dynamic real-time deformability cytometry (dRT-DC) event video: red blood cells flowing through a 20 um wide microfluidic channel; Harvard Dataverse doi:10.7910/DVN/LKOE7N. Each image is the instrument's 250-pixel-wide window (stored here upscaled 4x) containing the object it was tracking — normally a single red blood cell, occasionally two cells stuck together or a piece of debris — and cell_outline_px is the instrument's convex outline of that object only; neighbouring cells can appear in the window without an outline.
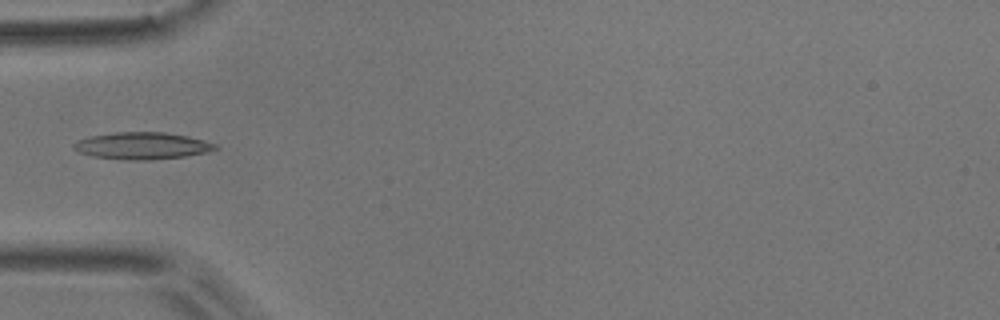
{"species": "common noctule bat (a hibernating species)", "species_latin": "Nyctalus noctula", "temperature_condition": "room temperature", "stored_images_in_passage": 4, "camera_frame_rate_fps": 3000, "um_per_image_px": 0.085, "animal": {"sex": "male", "body_mass_g": 17.9}, "frame": {"image": 1, "passage_image": 4, "time_ms": 1.0, "image_size_px": [1000, 320], "cell_outline_px": [[220, 148], [204, 152], [184, 156], [148, 160], [128, 160], [92, 156], [80, 152], [72, 148], [72, 144], [76, 140], [88, 136], [116, 132], [164, 132], [188, 136], [216, 144]], "centroid_in_image_um": [12.03, 12.38], "position_along_channel_um": 73.0, "area_um2": 22.2}}